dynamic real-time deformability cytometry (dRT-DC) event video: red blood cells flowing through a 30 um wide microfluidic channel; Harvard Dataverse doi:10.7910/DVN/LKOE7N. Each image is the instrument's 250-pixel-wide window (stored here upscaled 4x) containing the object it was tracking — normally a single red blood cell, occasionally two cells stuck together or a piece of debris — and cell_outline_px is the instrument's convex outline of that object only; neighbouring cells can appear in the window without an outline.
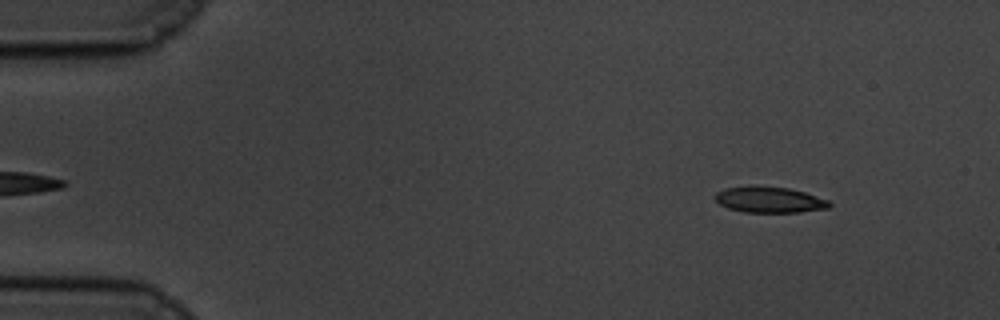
{"species": "common noctule bat (a hibernating species)", "species_latin": "Nyctalus noctula", "temperature_condition": "cold", "stored_images_in_passage": 55, "camera_frame_rate_fps": 3000, "um_per_image_px": 0.085, "animal": {"sex": "male", "body_mass_g": 19.5, "forearm_length_mm": 54.6}, "frame": {"image": 1, "passage_image": 4, "time_ms": 1.0, "image_size_px": [1000, 320], "cell_outline_px": [[832, 204], [828, 208], [800, 212], [744, 212], [728, 208], [720, 204], [712, 196], [716, 192], [724, 188], [788, 188], [804, 192], [828, 200]], "centroid_in_image_um": [65.41, 17.01], "position_along_channel_um": 19.6, "area_um2": 16.65}}
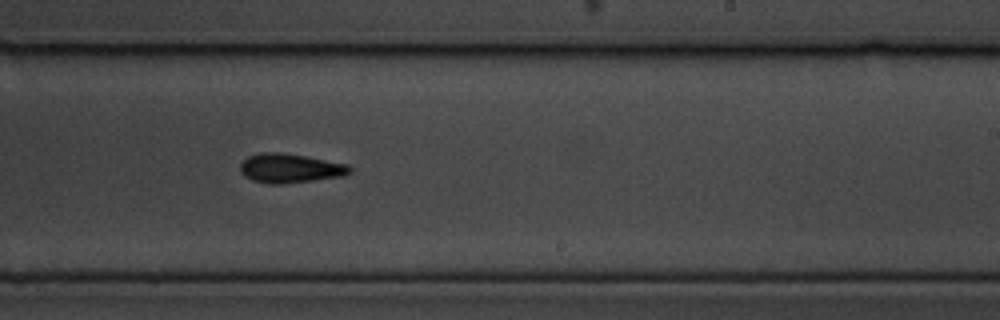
{"frame": {"image": 2, "passage_image": 33, "time_ms": 10.667, "image_size_px": [1000, 320], "cell_outline_px": [[352, 172], [344, 176], [284, 184], [268, 184], [252, 180], [244, 176], [240, 172], [240, 164], [248, 156], [260, 152], [280, 152], [304, 156], [348, 164], [352, 168]], "centroid_in_image_um": [24.65, 14.31], "position_along_channel_um": 264.4, "area_um2": 18.79}}
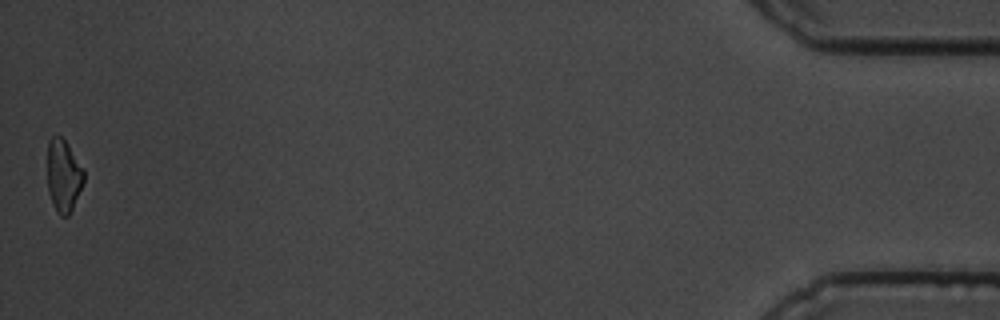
{"frame": {"image": 3, "passage_image": 55, "time_ms": 18.0, "image_size_px": [1000, 320], "cell_outline_px": [[84, 180], [72, 208], [68, 216], [60, 216], [56, 212], [48, 192], [48, 140], [52, 136], [60, 136], [68, 144], [84, 168]], "centroid_in_image_um": [5.39, 14.92], "position_along_channel_um": 429.8, "area_um2": 15.32}, "authors_computed_cell_mechanics": {"area_um2": 17.8024, "velocity_mm_per_s": 3.4848, "shape_relaxation_time_tau1_ms": 4.3368, "shape_relaxation_time_tau2_ms": 5.5279, "deformation_change_tau1": 0.1123, "deformation_change_tau2": 0.1224}}